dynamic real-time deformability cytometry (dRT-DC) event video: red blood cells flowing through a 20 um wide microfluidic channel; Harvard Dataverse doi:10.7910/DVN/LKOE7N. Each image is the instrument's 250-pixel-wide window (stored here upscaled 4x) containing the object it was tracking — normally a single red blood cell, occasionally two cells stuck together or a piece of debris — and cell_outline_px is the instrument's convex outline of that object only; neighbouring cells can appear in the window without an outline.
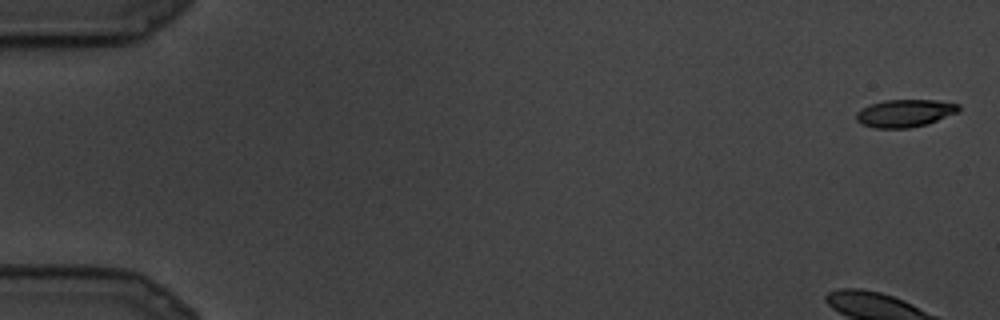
{"species": "common noctule bat (a hibernating species)", "species_latin": "Nyctalus noctula", "temperature_condition": "cold", "stored_images_in_passage": 10, "camera_frame_rate_fps": 3000, "um_per_image_px": 0.085, "animal": {"sex": "male", "body_mass_g": 19.5, "forearm_length_mm": 54.6}, "frame": {"image": 1, "passage_image": 1, "time_ms": 0.0, "image_size_px": [1000, 320], "cell_outline_px": [[960, 112], [928, 124], [908, 128], [872, 128], [860, 124], [856, 120], [856, 112], [860, 108], [884, 100], [936, 100], [960, 104]], "centroid_in_image_um": [76.92, 9.63], "position_along_channel_um": 8.1, "area_um2": 16.76}}